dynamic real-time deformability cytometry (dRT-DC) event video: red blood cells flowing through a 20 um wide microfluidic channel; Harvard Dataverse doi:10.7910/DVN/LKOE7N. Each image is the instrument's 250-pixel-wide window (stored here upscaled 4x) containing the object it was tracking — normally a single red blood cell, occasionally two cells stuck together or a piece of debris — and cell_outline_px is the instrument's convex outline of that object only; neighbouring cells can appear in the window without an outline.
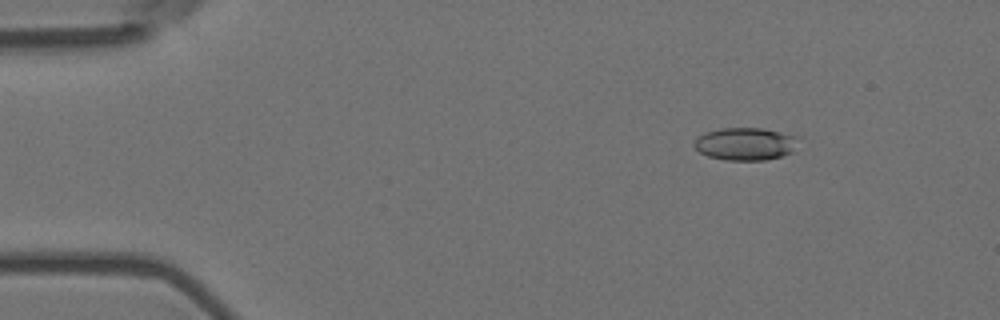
{"species": "Egyptian fruit bat (a non-hibernating species)", "species_latin": "Rousettus aegyptiacus", "temperature_condition": "room temperature", "stored_images_in_passage": 7, "camera_frame_rate_fps": 3000, "um_per_image_px": 0.085, "animal": {"sex": "female"}, "frame": {"image": 1, "passage_image": 3, "time_ms": 0.667, "image_size_px": [1000, 320], "cell_outline_px": [[804, 136], [792, 152], [780, 156], [764, 160], [728, 160], [708, 156], [700, 152], [692, 144], [704, 132], [720, 128], [764, 128]], "centroid_in_image_um": [63.45, 12.21], "position_along_channel_um": 21.6, "area_um2": 20.17}}
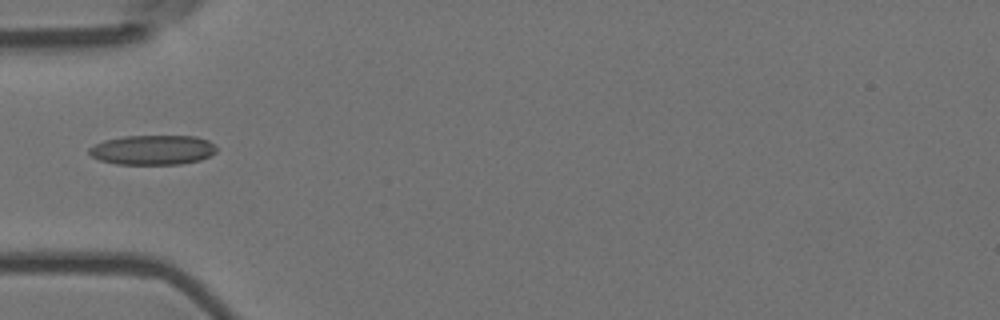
{"frame": {"image": 2, "passage_image": 6, "time_ms": 1.667, "image_size_px": [1000, 320], "cell_outline_px": [[216, 152], [200, 160], [180, 164], [116, 164], [100, 160], [92, 156], [88, 152], [88, 148], [104, 140], [124, 136], [196, 136], [208, 140], [216, 148]], "centroid_in_image_um": [12.96, 12.74], "position_along_channel_um": 72.0, "area_um2": 21.96}}
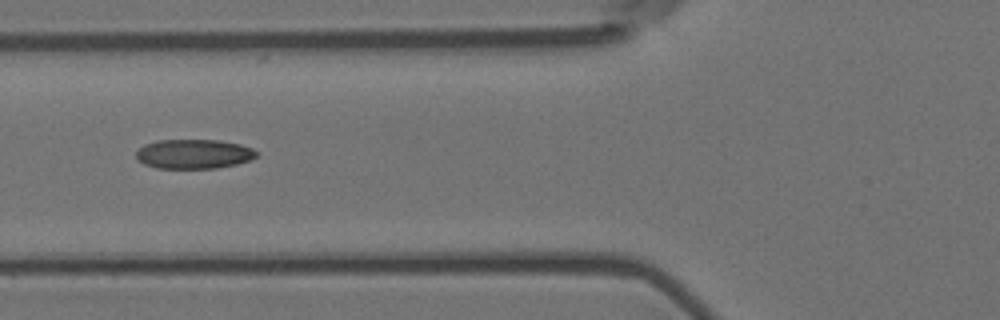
{"frame": {"image": 3, "passage_image": 7, "time_ms": 2.0, "image_size_px": [1000, 320], "cell_outline_px": [[260, 152], [252, 160], [236, 164], [216, 168], [156, 168], [144, 164], [136, 160], [136, 152], [144, 144], [156, 140], [220, 140], [240, 144], [252, 148]], "centroid_in_image_um": [16.48, 13.08], "position_along_channel_um": 109.3, "area_um2": 20.87}}